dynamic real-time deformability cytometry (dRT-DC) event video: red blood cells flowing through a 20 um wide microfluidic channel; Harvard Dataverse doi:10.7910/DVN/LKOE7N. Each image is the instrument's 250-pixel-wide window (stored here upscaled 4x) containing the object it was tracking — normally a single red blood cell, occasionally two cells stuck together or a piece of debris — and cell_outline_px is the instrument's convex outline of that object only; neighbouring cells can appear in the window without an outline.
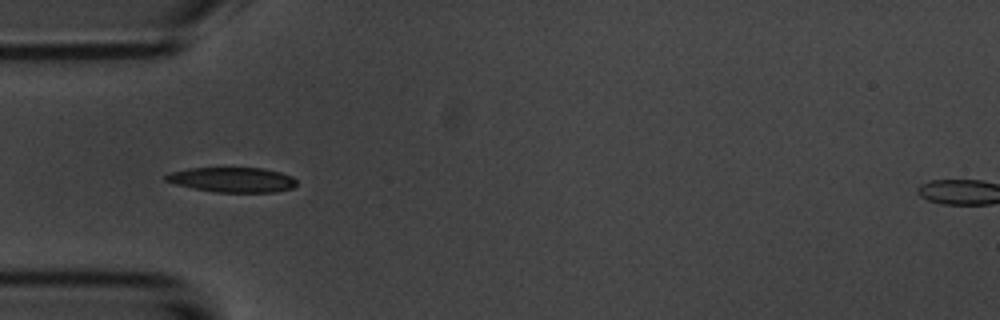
{"species": "common noctule bat (a hibernating species)", "species_latin": "Nyctalus noctula", "temperature_condition": "room temperature", "stored_images_in_passage": 4, "camera_frame_rate_fps": 3000, "um_per_image_px": 0.085, "animal": {"sex": "male", "body_mass_g": 20.1, "forearm_length_mm": 53.5}, "frame": {"image": 1, "passage_image": 4, "time_ms": 3.667, "image_size_px": [1000, 320], "cell_outline_px": [[296, 184], [292, 188], [276, 192], [216, 192], [192, 188], [176, 184], [164, 180], [164, 176], [168, 172], [188, 168], [264, 168], [280, 172], [292, 176], [296, 180]], "centroid_in_image_um": [19.73, 15.27], "position_along_channel_um": 65.3, "area_um2": 19.07}}